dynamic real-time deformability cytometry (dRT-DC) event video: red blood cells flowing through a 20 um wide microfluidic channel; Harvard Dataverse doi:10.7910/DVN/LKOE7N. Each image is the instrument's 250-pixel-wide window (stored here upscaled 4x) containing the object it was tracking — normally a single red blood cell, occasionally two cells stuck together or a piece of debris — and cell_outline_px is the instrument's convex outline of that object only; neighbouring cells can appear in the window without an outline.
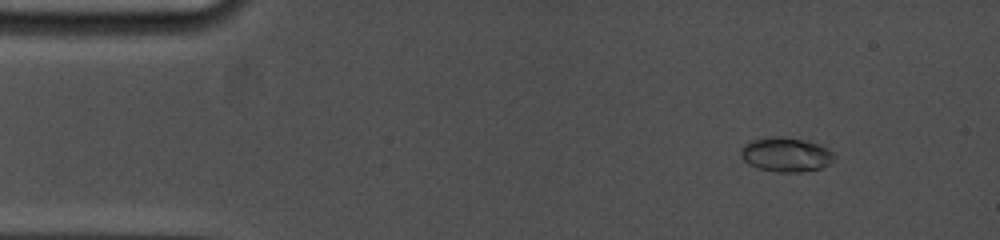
{"species": "common noctule bat (a hibernating species)", "species_latin": "Nyctalus noctula", "temperature_condition": "cold", "stored_images_in_passage": 7, "camera_frame_rate_fps": 5000, "um_per_image_px": 0.085, "animal": {"sex": "female", "body_mass_g": 19.0, "forearm_length_mm": 53.3}, "frame": {"image": 1, "passage_image": 2, "time_ms": 1.4, "image_size_px": [1000, 240], "cell_outline_px": [[836, 156], [828, 164], [820, 168], [800, 172], [776, 172], [760, 168], [748, 164], [740, 156], [740, 148], [744, 144], [752, 140], [772, 136], [776, 136], [800, 140], [820, 144], [828, 148]], "centroid_in_image_um": [66.78, 13.14], "position_along_channel_um": 18.2, "area_um2": 18.55}}
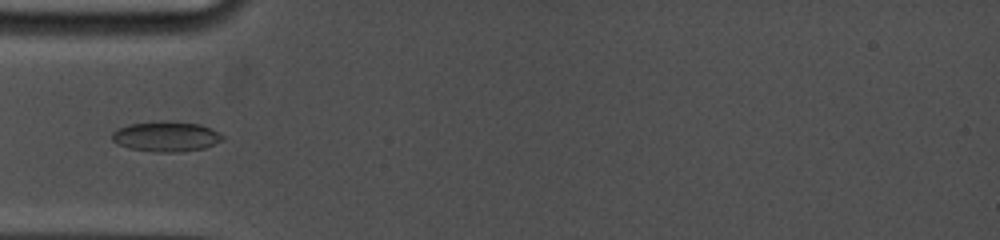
{"frame": {"image": 2, "passage_image": 5, "time_ms": 5.0, "image_size_px": [1000, 240], "cell_outline_px": [[224, 140], [204, 148], [180, 152], [160, 152], [128, 148], [116, 144], [112, 140], [112, 132], [116, 128], [128, 124], [168, 120], [200, 124], [212, 128], [224, 136]], "centroid_in_image_um": [14.11, 11.59], "position_along_channel_um": 70.9, "area_um2": 19.71}}
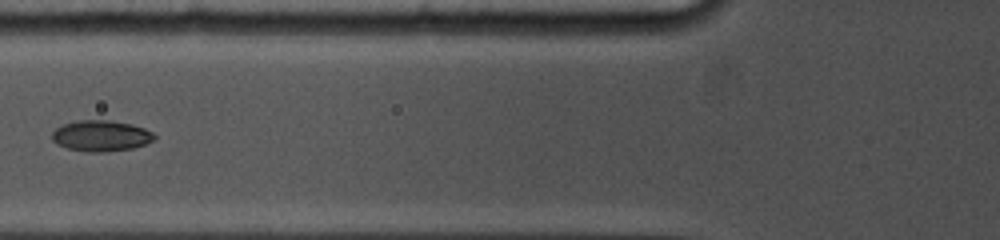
{"frame": {"image": 3, "passage_image": 6, "time_ms": 6.2, "image_size_px": [1000, 240], "cell_outline_px": [[156, 136], [152, 140], [144, 144], [132, 148], [104, 152], [88, 152], [68, 148], [56, 144], [52, 140], [52, 132], [56, 128], [64, 124], [76, 120], [112, 120], [132, 124], [144, 128], [152, 132]], "centroid_in_image_um": [8.56, 11.53], "position_along_channel_um": 117.2, "area_um2": 18.44}}